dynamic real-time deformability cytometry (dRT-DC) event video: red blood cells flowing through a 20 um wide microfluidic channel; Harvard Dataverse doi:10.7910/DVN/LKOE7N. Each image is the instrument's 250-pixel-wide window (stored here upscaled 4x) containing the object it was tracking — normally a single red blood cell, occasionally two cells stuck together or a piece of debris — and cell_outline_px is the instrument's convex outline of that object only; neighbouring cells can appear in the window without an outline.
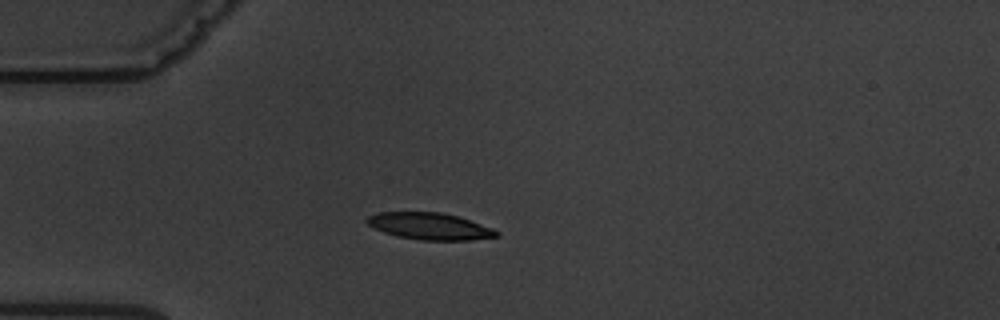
{"species": "common noctule bat (a hibernating species)", "species_latin": "Nyctalus noctula", "temperature_condition": "warm", "stored_images_in_passage": 13, "camera_frame_rate_fps": 3000, "um_per_image_px": 0.085, "animal": {"sex": "male", "body_mass_g": 19.5, "forearm_length_mm": 54.6}, "frame": {"image": 1, "passage_image": 3, "time_ms": 3.333, "image_size_px": [1000, 320], "cell_outline_px": [[500, 236], [472, 240], [420, 240], [396, 236], [384, 232], [368, 224], [364, 220], [368, 216], [376, 212], [440, 212], [456, 216], [492, 228], [500, 232]], "centroid_in_image_um": [36.51, 19.23], "position_along_channel_um": 48.5, "area_um2": 20.17}}
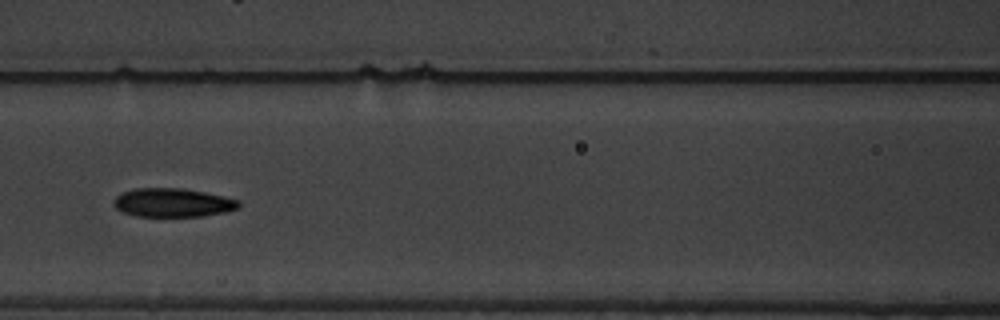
{"frame": {"image": 2, "passage_image": 6, "time_ms": 6.667, "image_size_px": [1000, 320], "cell_outline_px": [[240, 204], [236, 208], [224, 212], [204, 216], [136, 216], [120, 212], [112, 204], [112, 200], [116, 196], [124, 192], [136, 188], [180, 188], [204, 192], [224, 196], [240, 200]], "centroid_in_image_um": [14.64, 17.22], "position_along_channel_um": 152.0, "area_um2": 20.92}}
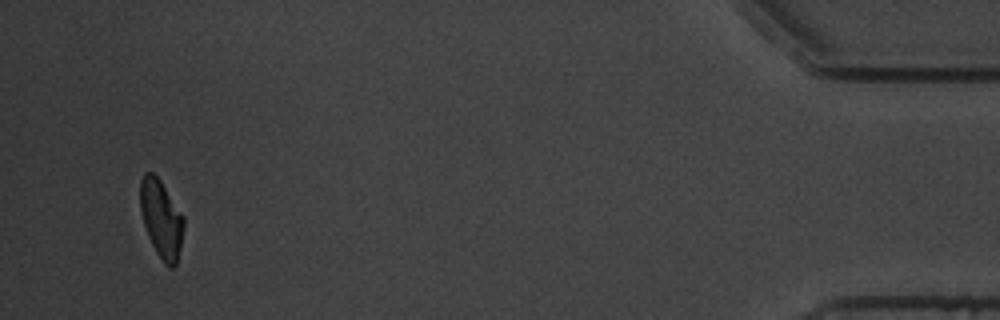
{"frame": {"image": 3, "passage_image": 13, "time_ms": 16.333, "image_size_px": [1000, 320], "cell_outline_px": [[184, 228], [180, 248], [176, 264], [172, 268], [168, 268], [164, 264], [156, 252], [148, 236], [144, 224], [140, 208], [140, 180], [144, 172], [152, 172], [160, 180], [184, 216]], "centroid_in_image_um": [13.71, 18.61], "position_along_channel_um": 421.5, "area_um2": 19.77}, "authors_computed_cell_mechanics": {"area_um2": 20.519, "velocity_mm_per_s": 3.5602, "shape_relaxation_time_tau1_ms": 1.7235, "shape_relaxation_time_tau2_ms": null, "deformation_change_tau1": 0.1245, "deformation_change_tau2": null}}